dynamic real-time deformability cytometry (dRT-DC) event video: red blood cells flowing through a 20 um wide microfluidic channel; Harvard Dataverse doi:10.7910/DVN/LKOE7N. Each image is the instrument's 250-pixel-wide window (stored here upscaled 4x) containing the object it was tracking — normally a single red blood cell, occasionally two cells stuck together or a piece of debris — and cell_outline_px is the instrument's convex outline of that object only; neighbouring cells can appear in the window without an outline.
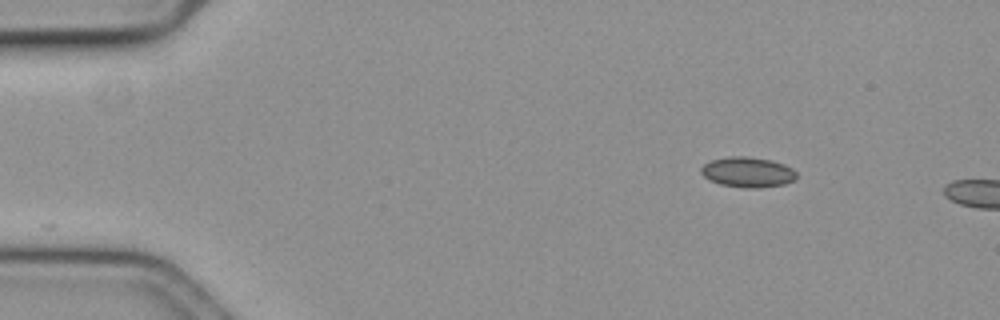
{"species": "common noctule bat (a hibernating species)", "species_latin": "Nyctalus noctula", "temperature_condition": "cold", "stored_images_in_passage": 4, "camera_frame_rate_fps": 3000, "um_per_image_px": 0.085, "animal": {"sex": "female", "body_mass_g": 19.3, "forearm_length_mm": 54.1}, "frame": {"image": 1, "passage_image": 1, "time_ms": 0.0, "image_size_px": [1000, 320], "cell_outline_px": [[796, 180], [784, 184], [756, 188], [748, 188], [720, 184], [708, 180], [700, 172], [700, 168], [704, 164], [712, 160], [732, 156], [744, 156], [772, 160], [784, 164], [792, 168], [796, 172]], "centroid_in_image_um": [63.56, 14.63], "position_along_channel_um": 21.4, "area_um2": 16.82}}